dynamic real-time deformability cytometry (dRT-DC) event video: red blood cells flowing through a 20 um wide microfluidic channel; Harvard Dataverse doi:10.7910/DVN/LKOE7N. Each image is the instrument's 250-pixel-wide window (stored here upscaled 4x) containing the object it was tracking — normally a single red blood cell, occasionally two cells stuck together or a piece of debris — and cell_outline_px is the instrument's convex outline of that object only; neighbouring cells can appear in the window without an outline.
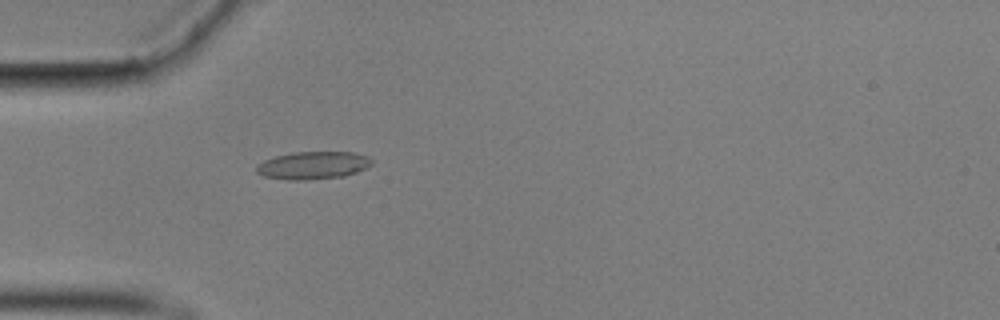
{"species": "common noctule bat (a hibernating species)", "species_latin": "Nyctalus noctula", "temperature_condition": "cold", "stored_images_in_passage": 51, "camera_frame_rate_fps": 3000, "um_per_image_px": 0.085, "animal": {"sex": "male", "body_mass_g": 17.9}, "frame": {"image": 1, "passage_image": 11, "time_ms": 3.333, "image_size_px": [1000, 320], "cell_outline_px": [[372, 164], [356, 172], [344, 176], [308, 180], [288, 180], [264, 176], [256, 172], [256, 168], [264, 160], [276, 156], [292, 152], [352, 152], [368, 156], [372, 160]], "centroid_in_image_um": [26.61, 14.05], "position_along_channel_um": 58.4, "area_um2": 18.5}}
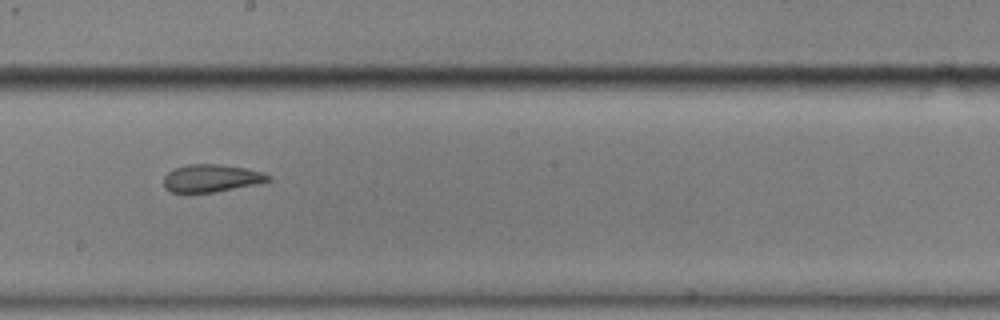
{"frame": {"image": 2, "passage_image": 26, "time_ms": 8.333, "image_size_px": [1000, 320], "cell_outline_px": [[272, 180], [260, 184], [216, 192], [172, 192], [164, 188], [164, 176], [168, 172], [176, 168], [188, 164], [220, 164], [244, 168], [264, 172], [272, 176]], "centroid_in_image_um": [18.03, 15.15], "position_along_channel_um": 230.2, "area_um2": 16.99}}
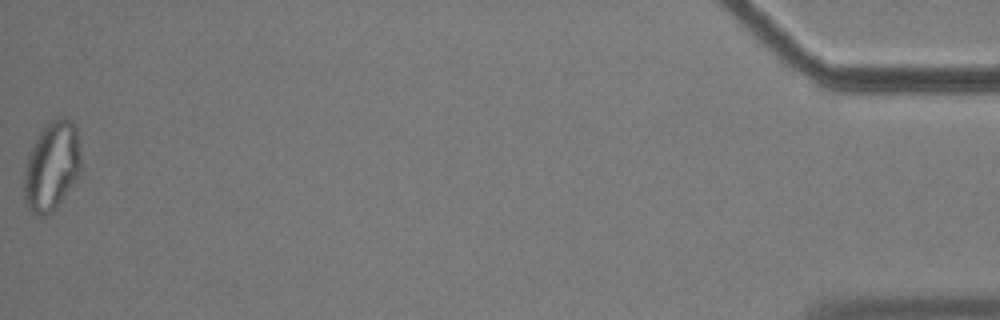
{"frame": {"image": 3, "passage_image": 51, "time_ms": 16.667, "image_size_px": [1000, 320], "cell_outline_px": [[80, 168], [76, 180], [56, 208], [52, 212], [44, 216], [32, 216], [28, 212], [24, 204], [24, 164], [40, 132], [52, 120], [60, 116], [68, 116], [72, 120], [76, 128], [80, 156]], "centroid_in_image_um": [4.37, 14.18], "position_along_channel_um": 430.8, "area_um2": 29.77}, "authors_computed_cell_mechanics": {"area_um2": 18.3226, "velocity_mm_per_s": 3.5242, "shape_relaxation_time_tau1_ms": null, "shape_relaxation_time_tau2_ms": 1.8986, "deformation_change_tau1": null, "deformation_change_tau2": 0.0844}}